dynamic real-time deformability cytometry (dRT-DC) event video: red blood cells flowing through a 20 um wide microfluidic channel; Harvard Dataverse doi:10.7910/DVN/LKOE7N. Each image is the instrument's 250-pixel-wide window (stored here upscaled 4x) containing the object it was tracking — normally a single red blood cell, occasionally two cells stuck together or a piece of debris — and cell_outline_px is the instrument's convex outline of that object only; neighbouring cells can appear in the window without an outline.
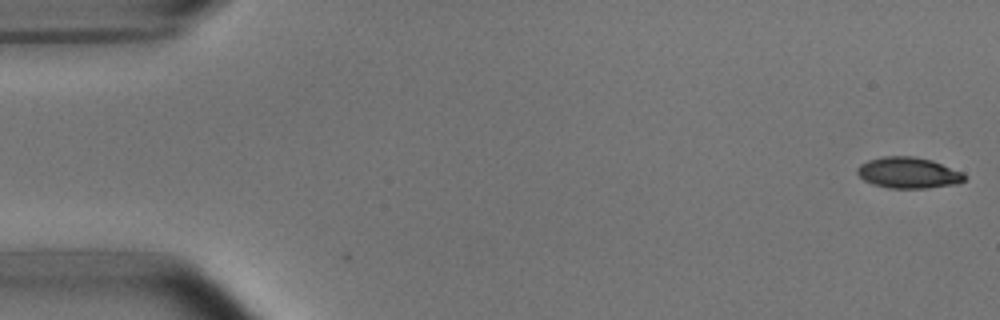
{"species": "common noctule bat (a hibernating species)", "species_latin": "Nyctalus noctula", "temperature_condition": "room temperature", "stored_images_in_passage": 2, "camera_frame_rate_fps": 3000, "um_per_image_px": 0.085, "animal": {"sex": "male", "body_mass_g": 15.6}, "frame": {"image": 1, "passage_image": 1, "time_ms": 0.0, "image_size_px": [1000, 320], "cell_outline_px": [[964, 180], [956, 184], [928, 188], [888, 188], [872, 184], [864, 180], [856, 172], [856, 168], [860, 164], [868, 160], [884, 156], [912, 156], [932, 160], [964, 172]], "centroid_in_image_um": [77.2, 14.68], "position_along_channel_um": 7.8, "area_um2": 19.48}}